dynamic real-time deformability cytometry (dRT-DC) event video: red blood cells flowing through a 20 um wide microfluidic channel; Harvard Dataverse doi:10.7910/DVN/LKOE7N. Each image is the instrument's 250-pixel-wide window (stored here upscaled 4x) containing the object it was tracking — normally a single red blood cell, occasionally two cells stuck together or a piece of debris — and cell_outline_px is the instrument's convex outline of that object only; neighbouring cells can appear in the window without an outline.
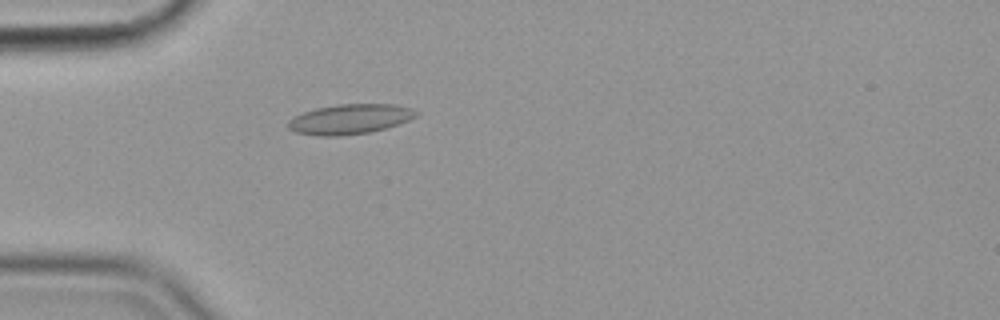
{"species": "common noctule bat (a hibernating species)", "species_latin": "Nyctalus noctula", "temperature_condition": "cold", "stored_images_in_passage": 55, "camera_frame_rate_fps": 3000, "um_per_image_px": 0.085, "animal": {"sex": "female", "body_mass_g": 19.9}, "frame": {"image": 1, "passage_image": 15, "time_ms": 4.667, "image_size_px": [1000, 320], "cell_outline_px": [[420, 112], [416, 116], [400, 124], [368, 132], [340, 136], [316, 136], [296, 132], [288, 128], [288, 120], [292, 116], [316, 108], [340, 104], [396, 104], [412, 108]], "centroid_in_image_um": [29.74, 10.12], "position_along_channel_um": 55.3, "area_um2": 22.43}}
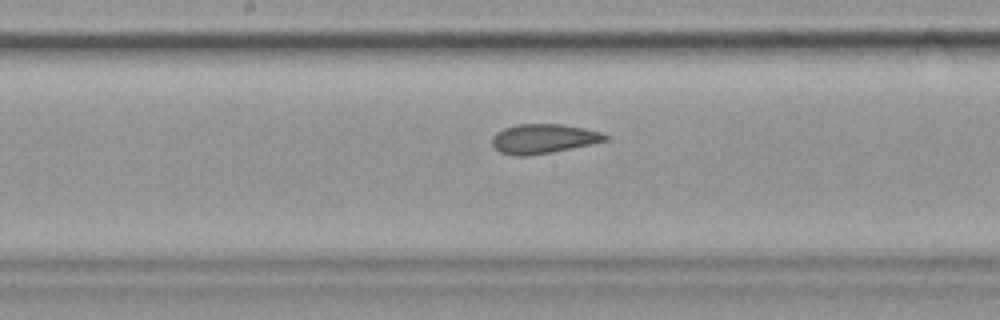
{"frame": {"image": 2, "passage_image": 28, "time_ms": 9.0, "image_size_px": [1000, 320], "cell_outline_px": [[608, 140], [592, 144], [552, 152], [528, 156], [516, 156], [500, 152], [492, 144], [492, 136], [496, 132], [504, 128], [516, 124], [560, 124], [584, 128], [600, 132], [608, 136]], "centroid_in_image_um": [46.17, 11.79], "position_along_channel_um": 202.0, "area_um2": 19.42}}
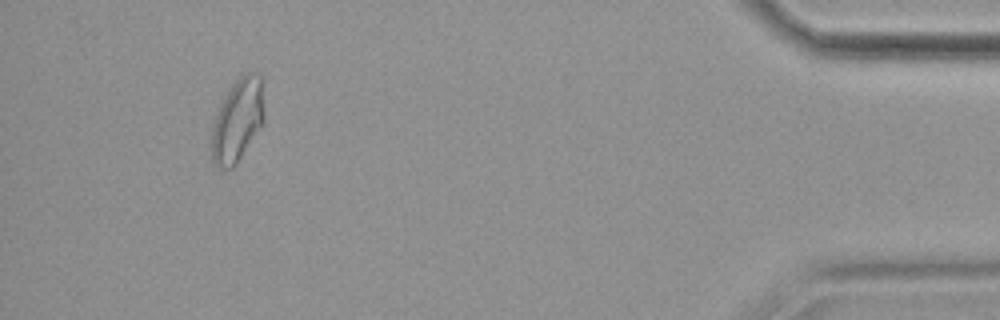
{"frame": {"image": 3, "passage_image": 51, "time_ms": 16.667, "image_size_px": [1000, 320], "cell_outline_px": [[264, 120], [236, 164], [232, 168], [216, 168], [212, 160], [212, 128], [220, 104], [228, 88], [244, 72], [252, 72], [260, 76], [264, 112]], "centroid_in_image_um": [20.17, 10.22], "position_along_channel_um": 415.0, "area_um2": 25.03}, "authors_computed_cell_mechanics": {"area_um2": 20.9814, "velocity_mm_per_s": 3.5772, "shape_relaxation_time_tau1_ms": null, "shape_relaxation_time_tau2_ms": 1.9209, "deformation_change_tau1": null, "deformation_change_tau2": 0.0566}}